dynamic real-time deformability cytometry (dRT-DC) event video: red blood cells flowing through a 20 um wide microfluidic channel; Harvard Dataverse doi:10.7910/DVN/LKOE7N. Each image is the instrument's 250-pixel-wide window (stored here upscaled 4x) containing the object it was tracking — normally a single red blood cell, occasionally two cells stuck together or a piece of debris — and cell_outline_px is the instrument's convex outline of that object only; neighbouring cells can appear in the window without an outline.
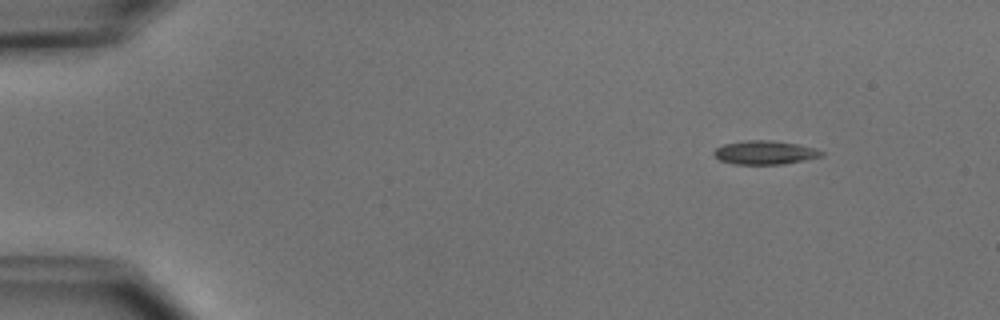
{"species": "common noctule bat (a hibernating species)", "species_latin": "Nyctalus noctula", "temperature_condition": "cold", "stored_images_in_passage": 4, "camera_frame_rate_fps": 3000, "um_per_image_px": 0.085, "animal": {"sex": "male", "body_mass_g": 15.6}, "frame": {"image": 1, "passage_image": 2, "time_ms": 1.333, "image_size_px": [1000, 320], "cell_outline_px": [[824, 156], [784, 164], [732, 164], [720, 160], [712, 152], [716, 148], [724, 144], [744, 140], [772, 140], [796, 144], [816, 148], [824, 152]], "centroid_in_image_um": [65.02, 12.96], "position_along_channel_um": 20.0, "area_um2": 14.91}}